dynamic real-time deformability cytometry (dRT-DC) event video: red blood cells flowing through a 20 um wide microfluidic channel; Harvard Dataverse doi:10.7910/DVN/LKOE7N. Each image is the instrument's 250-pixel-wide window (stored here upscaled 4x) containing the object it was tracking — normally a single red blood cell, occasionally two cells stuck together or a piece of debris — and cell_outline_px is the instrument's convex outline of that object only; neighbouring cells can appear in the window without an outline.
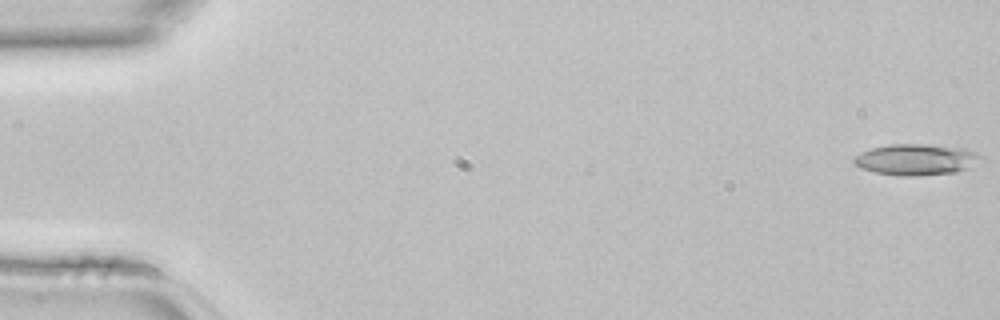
{"species": "common noctule bat (a hibernating species)", "species_latin": "Nyctalus noctula", "temperature_condition": "room temperature", "stored_images_in_passage": 42, "camera_frame_rate_fps": 3000, "um_per_image_px": 0.085, "animal": {"sex": "female", "body_mass_g": 22.7, "forearm_length_mm": 54.2}, "frame": {"image": 1, "passage_image": 1, "time_ms": 0.0, "image_size_px": [1000, 320], "cell_outline_px": [[980, 156], [968, 168], [956, 172], [912, 176], [900, 176], [876, 172], [860, 168], [852, 160], [856, 156], [872, 148], [888, 144], [920, 144], [960, 148], [976, 152]], "centroid_in_image_um": [77.81, 13.57], "position_along_channel_um": 7.2, "area_um2": 22.37}}
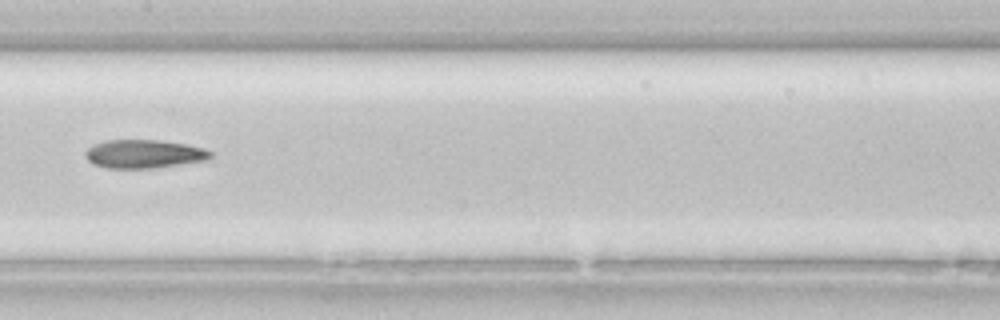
{"frame": {"image": 2, "passage_image": 23, "time_ms": 7.333, "image_size_px": [1000, 320], "cell_outline_px": [[212, 156], [208, 160], [156, 168], [108, 168], [92, 164], [84, 156], [84, 152], [88, 148], [96, 144], [108, 140], [160, 140], [184, 144], [204, 148], [212, 152]], "centroid_in_image_um": [12.25, 13.09], "position_along_channel_um": 195.2, "area_um2": 20.81}}
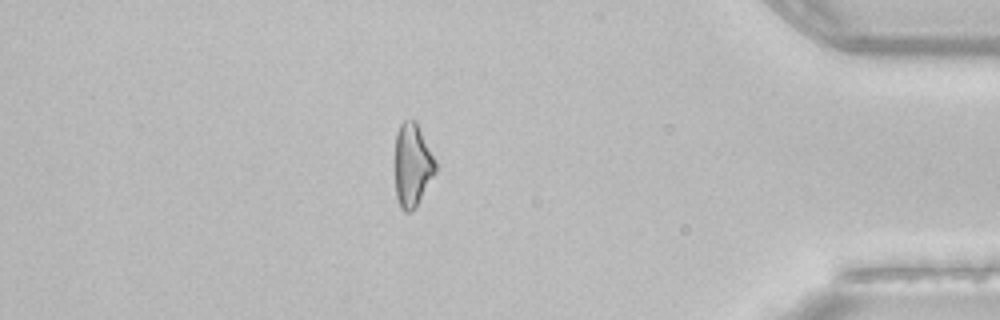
{"frame": {"image": 3, "passage_image": 39, "time_ms": 12.667, "image_size_px": [1000, 320], "cell_outline_px": [[436, 172], [416, 208], [408, 212], [404, 212], [400, 208], [396, 196], [392, 164], [396, 132], [400, 124], [404, 120], [416, 120], [436, 160]], "centroid_in_image_um": [35.0, 14.04], "position_along_channel_um": 400.2, "area_um2": 20.69}}